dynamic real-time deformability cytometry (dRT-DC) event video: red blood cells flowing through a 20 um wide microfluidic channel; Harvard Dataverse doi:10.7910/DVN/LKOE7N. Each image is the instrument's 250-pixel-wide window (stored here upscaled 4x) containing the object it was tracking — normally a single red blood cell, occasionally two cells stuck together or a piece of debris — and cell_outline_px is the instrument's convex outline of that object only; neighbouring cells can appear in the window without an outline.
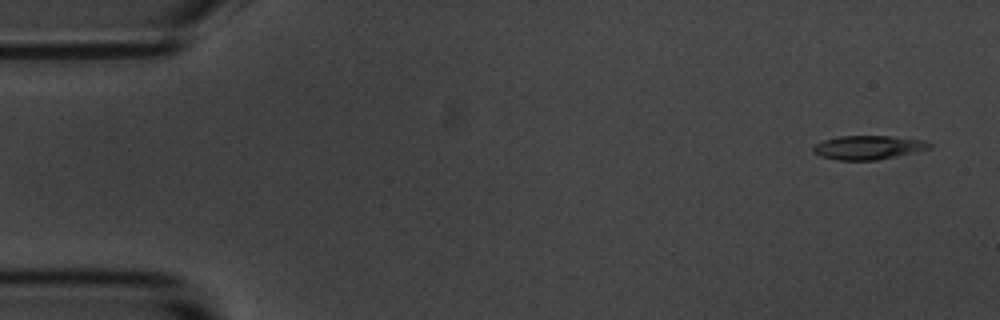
{"species": "common noctule bat (a hibernating species)", "species_latin": "Nyctalus noctula", "temperature_condition": "room temperature", "stored_images_in_passage": 10, "camera_frame_rate_fps": 3000, "um_per_image_px": 0.085, "animal": {"sex": "male", "body_mass_g": 20.1, "forearm_length_mm": 53.5}, "frame": {"image": 1, "passage_image": 1, "time_ms": 0.0, "image_size_px": [1000, 320], "cell_outline_px": [[936, 144], [932, 148], [916, 152], [876, 160], [836, 160], [820, 156], [812, 152], [812, 148], [816, 144], [824, 140], [840, 136], [892, 136], [924, 140]], "centroid_in_image_um": [73.85, 12.53], "position_along_channel_um": 11.2, "area_um2": 16.36}}
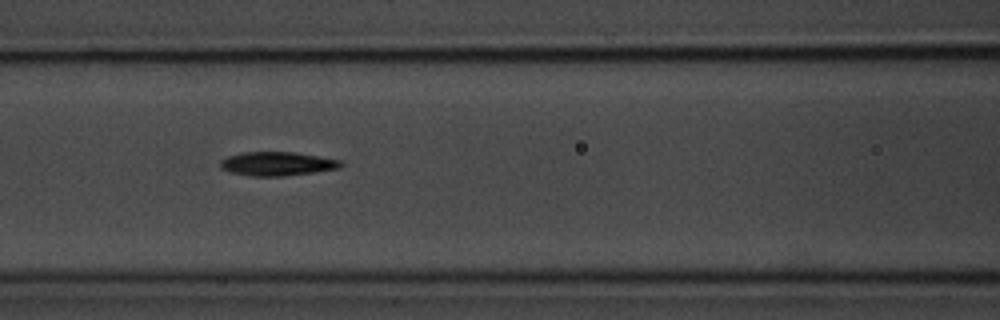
{"frame": {"image": 2, "passage_image": 7, "time_ms": 7.0, "image_size_px": [1000, 320], "cell_outline_px": [[344, 164], [340, 168], [284, 176], [252, 176], [228, 172], [220, 168], [220, 160], [228, 156], [240, 152], [296, 152], [320, 156], [340, 160]], "centroid_in_image_um": [23.54, 13.91], "position_along_channel_um": 143.1, "area_um2": 16.88}}
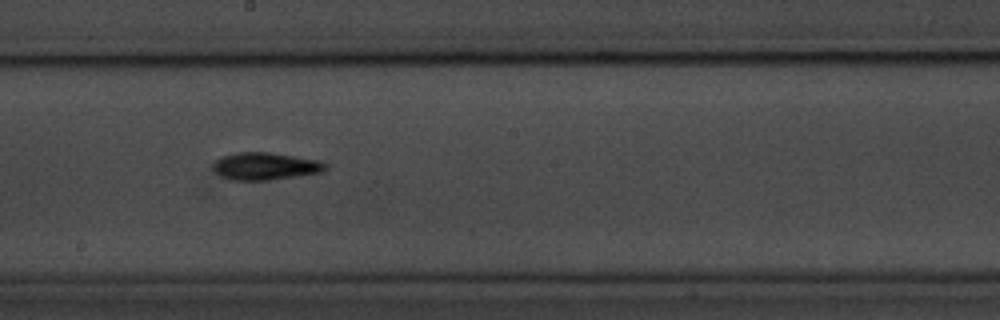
{"frame": {"image": 3, "passage_image": 9, "time_ms": 9.333, "image_size_px": [1000, 320], "cell_outline_px": [[328, 168], [320, 172], [268, 180], [232, 180], [220, 176], [212, 168], [212, 164], [220, 156], [236, 152], [268, 152], [320, 160], [328, 164]], "centroid_in_image_um": [22.51, 14.11], "position_along_channel_um": 225.7, "area_um2": 17.98}}